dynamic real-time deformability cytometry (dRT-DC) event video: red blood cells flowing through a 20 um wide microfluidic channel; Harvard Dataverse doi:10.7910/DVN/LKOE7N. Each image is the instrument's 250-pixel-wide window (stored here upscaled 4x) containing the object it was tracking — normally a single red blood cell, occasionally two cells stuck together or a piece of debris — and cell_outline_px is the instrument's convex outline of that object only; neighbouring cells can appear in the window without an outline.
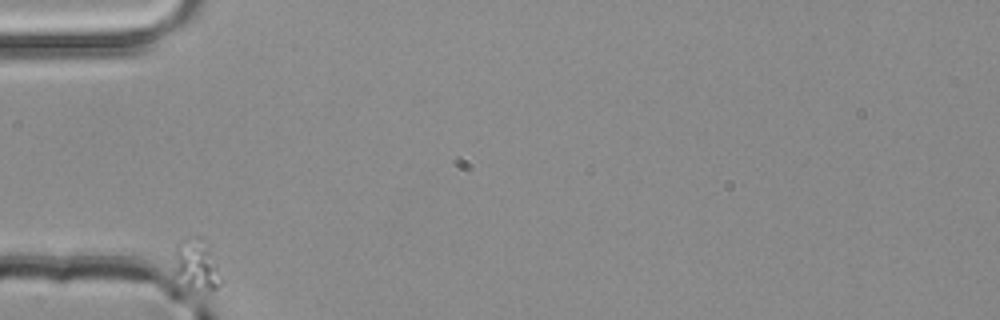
{"species": "common noctule bat (a hibernating species)", "species_latin": "Nyctalus noctula", "temperature_condition": "room temperature", "stored_images_in_passage": 2, "camera_frame_rate_fps": 3000, "um_per_image_px": 0.085, "animal": {"sex": "male", "body_mass_g": 20.4}, "frame": {"image": 1, "passage_image": 1, "time_ms": 0.0, "image_size_px": [1000, 320], "cell_outline_px": [[220, 284], [216, 288], [188, 288], [172, 276], [172, 248], [180, 240], [188, 236], [200, 236], [216, 260], [220, 276]], "centroid_in_image_um": [16.55, 22.45], "position_along_channel_um": 68.4, "area_um2": 14.39}}